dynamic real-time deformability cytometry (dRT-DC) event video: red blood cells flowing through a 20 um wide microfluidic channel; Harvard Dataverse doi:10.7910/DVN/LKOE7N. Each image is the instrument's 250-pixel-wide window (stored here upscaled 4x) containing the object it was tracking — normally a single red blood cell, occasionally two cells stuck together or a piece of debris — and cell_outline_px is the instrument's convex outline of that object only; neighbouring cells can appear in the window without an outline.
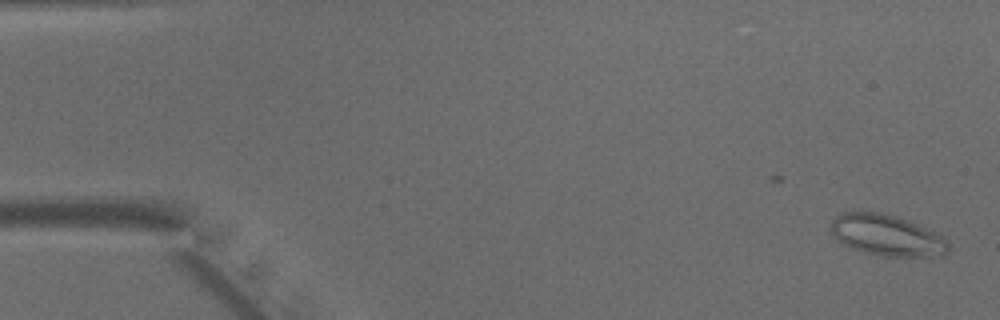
{"species": "common noctule bat (a hibernating species)", "species_latin": "Nyctalus noctula", "temperature_condition": "warm", "stored_images_in_passage": 21, "camera_frame_rate_fps": 3000, "um_per_image_px": 0.085, "animal": {"sex": "male", "body_mass_g": 15.6}, "frame": {"image": 1, "passage_image": 1, "time_ms": 0.0, "image_size_px": [1000, 320], "cell_outline_px": [[948, 252], [940, 256], [880, 256], [864, 252], [852, 248], [840, 240], [828, 228], [832, 220], [836, 216], [852, 208], [876, 212], [896, 216], [908, 220], [940, 232], [948, 240]], "centroid_in_image_um": [75.4, 19.96], "position_along_channel_um": 9.6, "area_um2": 28.73}}